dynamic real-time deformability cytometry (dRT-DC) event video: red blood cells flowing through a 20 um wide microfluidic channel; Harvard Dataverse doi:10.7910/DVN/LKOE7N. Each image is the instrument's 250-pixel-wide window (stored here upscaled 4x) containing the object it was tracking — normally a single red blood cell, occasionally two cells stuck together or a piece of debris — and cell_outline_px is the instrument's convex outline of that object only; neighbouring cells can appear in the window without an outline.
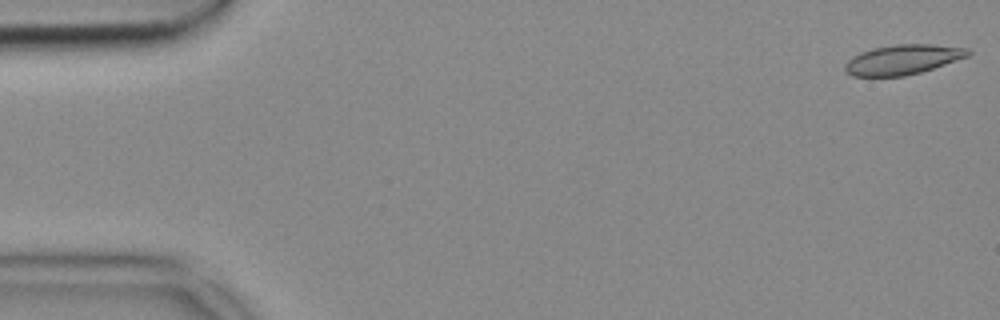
{"species": "common noctule bat (a hibernating species)", "species_latin": "Nyctalus noctula", "temperature_condition": "cold", "stored_images_in_passage": 53, "camera_frame_rate_fps": 3000, "um_per_image_px": 0.085, "animal": {"sex": "female", "body_mass_g": 18.4}, "frame": {"image": 1, "passage_image": 1, "time_ms": 0.0, "image_size_px": [1000, 320], "cell_outline_px": [[972, 52], [968, 56], [920, 72], [904, 76], [852, 76], [844, 72], [844, 64], [852, 56], [860, 52], [872, 48], [896, 44], [932, 44], [968, 48]], "centroid_in_image_um": [76.69, 5.06], "position_along_channel_um": 8.3, "area_um2": 21.39}}
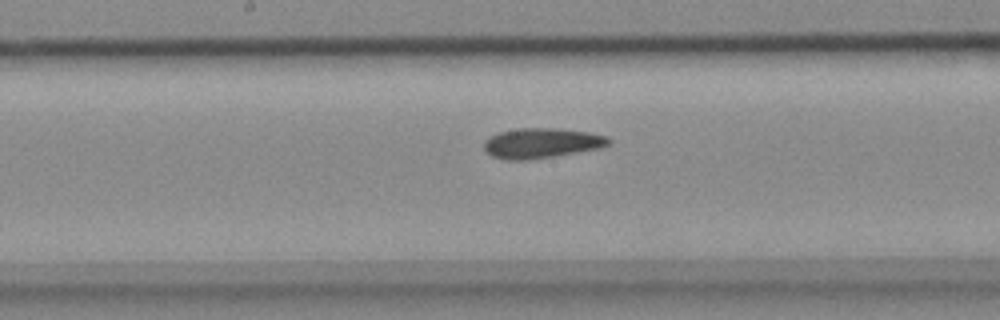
{"frame": {"image": 2, "passage_image": 27, "time_ms": 8.667, "image_size_px": [1000, 320], "cell_outline_px": [[612, 140], [608, 144], [600, 148], [528, 160], [508, 160], [492, 156], [484, 152], [484, 140], [500, 132], [520, 128], [556, 128], [588, 132], [608, 136]], "centroid_in_image_um": [46.02, 12.16], "position_along_channel_um": 202.2, "area_um2": 21.73}}
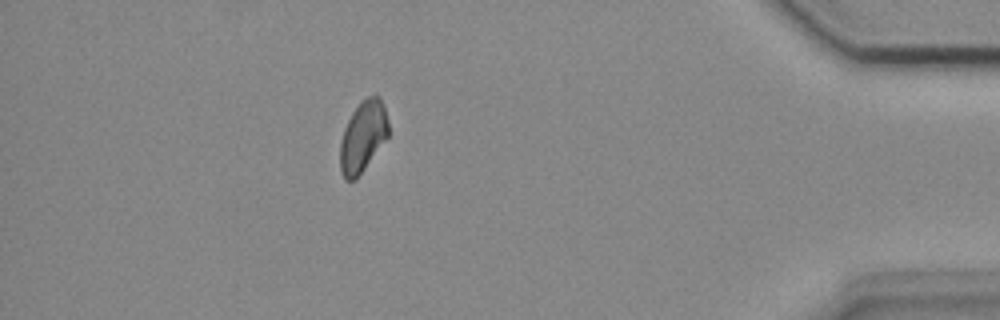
{"frame": {"image": 3, "passage_image": 47, "time_ms": 15.333, "image_size_px": [1000, 320], "cell_outline_px": [[388, 136], [356, 180], [344, 180], [340, 172], [340, 144], [344, 128], [352, 112], [360, 100], [368, 96], [380, 96], [384, 104], [388, 120]], "centroid_in_image_um": [30.84, 11.6], "position_along_channel_um": 404.4, "area_um2": 20.11}}